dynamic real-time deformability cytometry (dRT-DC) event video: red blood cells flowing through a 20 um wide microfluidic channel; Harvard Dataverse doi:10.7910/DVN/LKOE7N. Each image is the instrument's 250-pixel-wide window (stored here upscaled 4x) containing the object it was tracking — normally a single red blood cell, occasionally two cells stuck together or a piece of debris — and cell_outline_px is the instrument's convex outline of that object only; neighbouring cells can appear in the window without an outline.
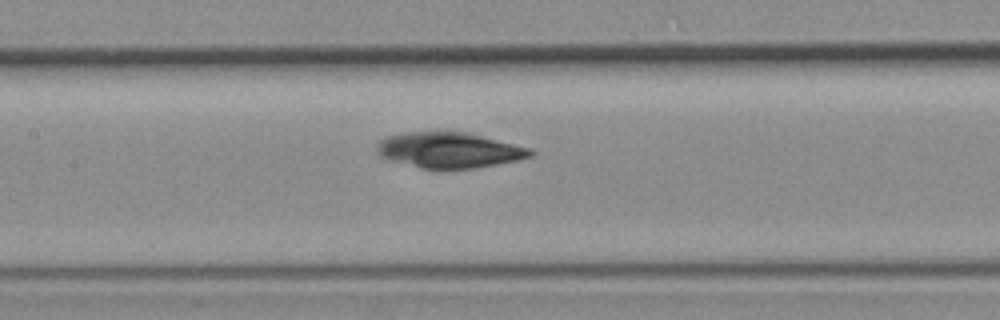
{"species": "common noctule bat (a hibernating species)", "species_latin": "Nyctalus noctula", "temperature_condition": "room temperature", "stored_images_in_passage": 18, "camera_frame_rate_fps": 3000, "um_per_image_px": 0.085, "animal": {"sex": "female", "body_mass_g": 19.3, "forearm_length_mm": 54.1}, "frame": {"image": 1, "passage_image": 11, "time_ms": 3.333, "image_size_px": [1000, 320], "cell_outline_px": [[536, 152], [532, 156], [516, 160], [476, 168], [440, 172], [436, 172], [388, 160], [380, 156], [376, 152], [376, 148], [380, 140], [388, 136], [408, 132], [468, 132], [532, 148]], "centroid_in_image_um": [38.18, 12.8], "position_along_channel_um": 169.2, "area_um2": 32.66}}
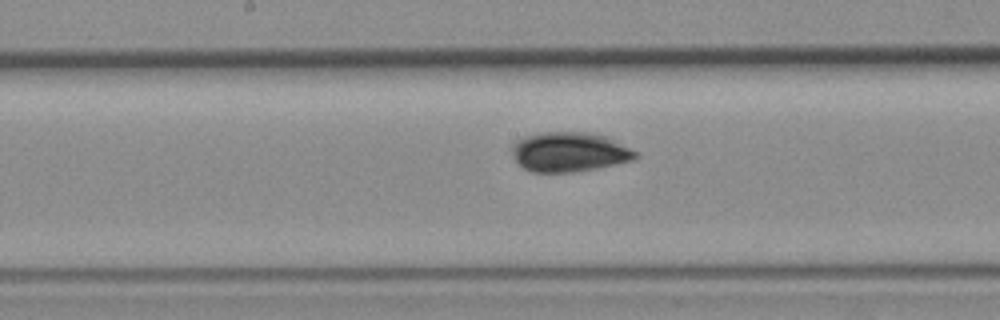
{"frame": {"image": 2, "passage_image": 13, "time_ms": 4.0, "image_size_px": [1000, 320], "cell_outline_px": [[640, 156], [632, 160], [596, 168], [572, 172], [532, 172], [524, 168], [516, 160], [512, 152], [512, 144], [516, 140], [524, 136], [536, 132], [592, 132], [604, 136], [636, 152]], "centroid_in_image_um": [48.34, 12.9], "position_along_channel_um": 199.9, "area_um2": 28.32}}
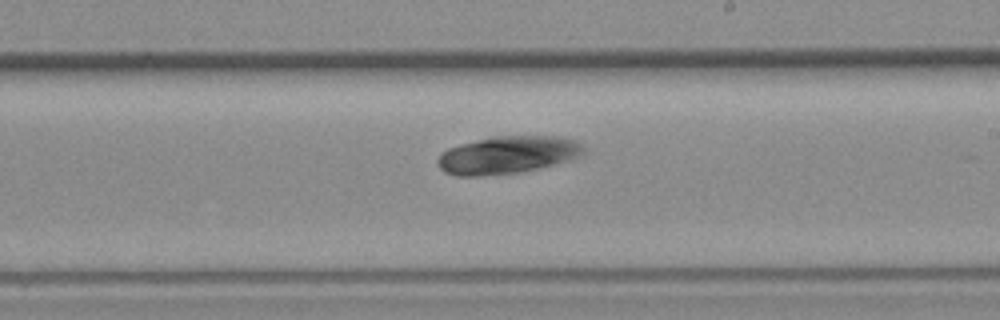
{"frame": {"image": 3, "passage_image": 16, "time_ms": 5.0, "image_size_px": [1000, 320], "cell_outline_px": [[584, 152], [568, 160], [536, 168], [516, 172], [480, 176], [456, 176], [444, 172], [436, 164], [436, 160], [448, 148], [460, 144], [496, 136], [556, 136], [576, 140], [584, 148]], "centroid_in_image_um": [43.09, 13.16], "position_along_channel_um": 245.9, "area_um2": 31.44}}